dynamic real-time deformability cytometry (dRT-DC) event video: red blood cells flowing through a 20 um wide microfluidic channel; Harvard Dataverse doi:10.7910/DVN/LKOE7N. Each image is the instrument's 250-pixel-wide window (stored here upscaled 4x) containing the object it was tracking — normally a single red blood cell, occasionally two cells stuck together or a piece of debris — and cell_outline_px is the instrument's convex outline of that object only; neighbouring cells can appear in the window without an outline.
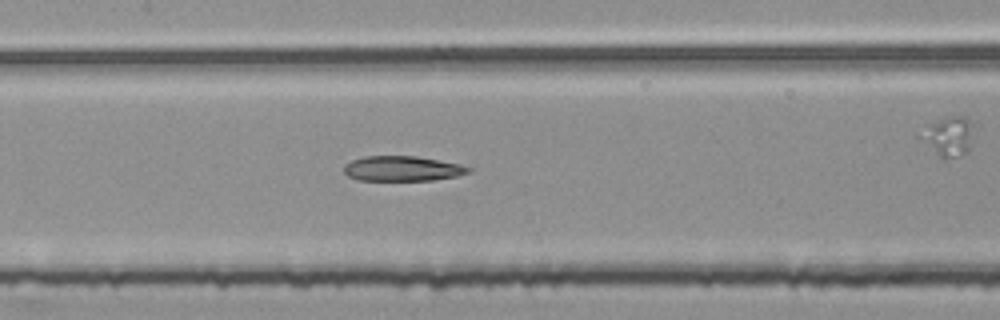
{"species": "common noctule bat (a hibernating species)", "species_latin": "Nyctalus noctula", "temperature_condition": "room temperature", "stored_images_in_passage": 47, "segment_of_instrument_passage": [2, 2], "camera_frame_rate_fps": 3000, "um_per_image_px": 0.085, "animal": {"sex": "female", "body_mass_g": 25.1}, "frame": {"image": 1, "passage_image": 18, "time_ms": 5.667, "image_size_px": [1000, 320], "cell_outline_px": [[472, 172], [456, 176], [432, 180], [356, 180], [348, 176], [344, 172], [344, 164], [352, 160], [364, 156], [416, 156], [460, 164], [472, 168]], "centroid_in_image_um": [34.19, 14.33], "position_along_channel_um": 173.2, "area_um2": 18.21}}
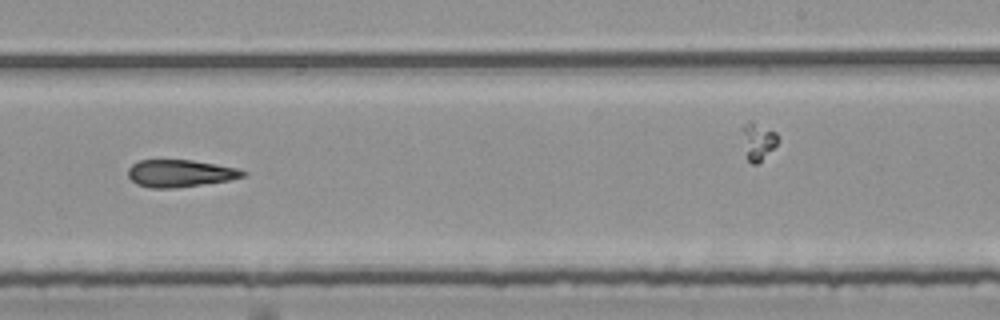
{"frame": {"image": 2, "passage_image": 26, "time_ms": 8.333, "image_size_px": [1000, 320], "cell_outline_px": [[248, 172], [244, 176], [228, 180], [172, 188], [148, 188], [136, 184], [128, 176], [128, 168], [132, 164], [140, 160], [192, 160], [240, 168]], "centroid_in_image_um": [15.3, 14.73], "position_along_channel_um": 273.7, "area_um2": 18.21}}
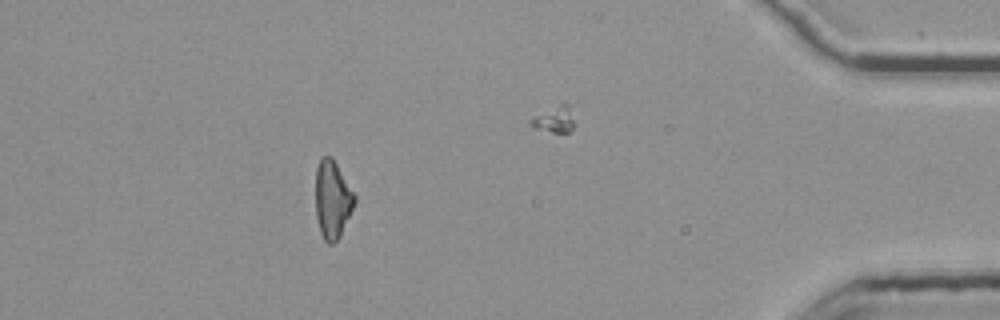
{"frame": {"image": 3, "passage_image": 41, "time_ms": 13.333, "image_size_px": [1000, 320], "cell_outline_px": [[356, 200], [340, 236], [332, 244], [328, 244], [324, 240], [320, 232], [316, 216], [316, 168], [320, 160], [324, 156], [332, 156], [356, 196]], "centroid_in_image_um": [28.25, 16.95], "position_along_channel_um": 406.9, "area_um2": 17.57}}